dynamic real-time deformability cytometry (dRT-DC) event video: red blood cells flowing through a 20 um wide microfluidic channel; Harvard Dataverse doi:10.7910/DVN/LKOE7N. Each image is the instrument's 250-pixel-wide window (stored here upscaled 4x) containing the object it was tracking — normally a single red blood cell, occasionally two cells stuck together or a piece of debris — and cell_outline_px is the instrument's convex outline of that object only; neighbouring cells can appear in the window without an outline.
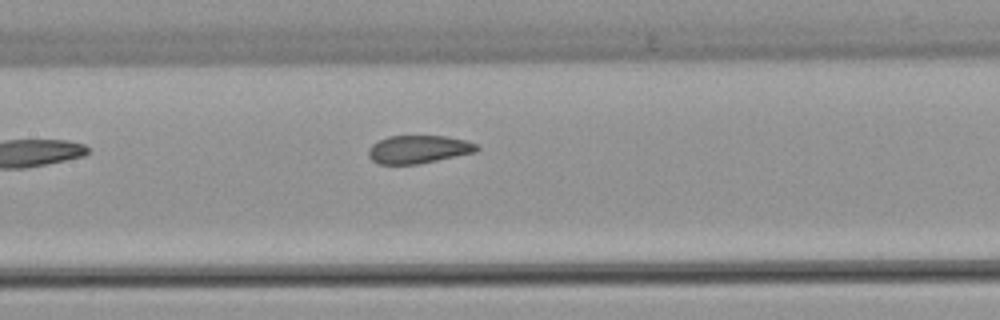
{"species": "common noctule bat (a hibernating species)", "species_latin": "Nyctalus noctula", "temperature_condition": "warm", "stored_images_in_passage": 7, "camera_frame_rate_fps": 3000, "um_per_image_px": 0.085, "animal": {"sex": "female", "body_mass_g": 22.7, "forearm_length_mm": 54.2}, "frame": {"image": 1, "passage_image": 7, "time_ms": 8.333, "image_size_px": [1000, 320], "cell_outline_px": [[480, 148], [476, 152], [420, 164], [376, 164], [368, 156], [368, 148], [372, 144], [388, 136], [444, 136], [464, 140], [476, 144]], "centroid_in_image_um": [35.55, 12.7], "position_along_channel_um": 171.9, "area_um2": 17.74}}